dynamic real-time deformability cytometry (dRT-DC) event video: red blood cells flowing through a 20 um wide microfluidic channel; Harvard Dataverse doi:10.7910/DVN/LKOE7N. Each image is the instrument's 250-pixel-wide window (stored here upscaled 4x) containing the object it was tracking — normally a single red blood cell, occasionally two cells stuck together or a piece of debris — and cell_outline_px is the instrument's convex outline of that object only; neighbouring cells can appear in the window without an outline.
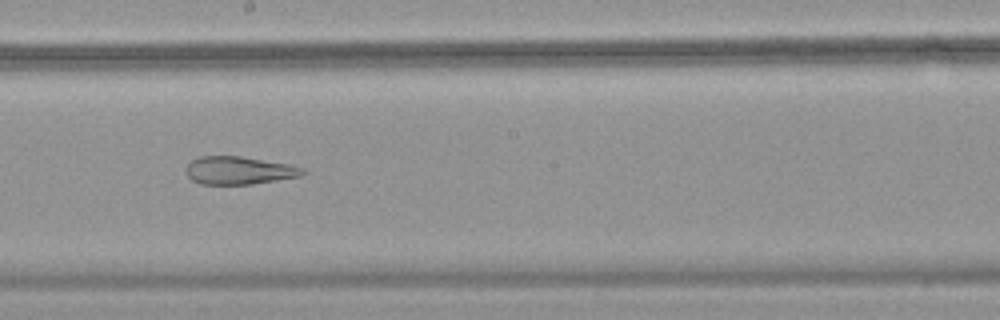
{"species": "common noctule bat (a hibernating species)", "species_latin": "Nyctalus noctula", "temperature_condition": "warm", "stored_images_in_passage": 40, "camera_frame_rate_fps": 3000, "um_per_image_px": 0.085, "animal": {"sex": "female", "body_mass_g": 18.4}, "frame": {"image": 1, "passage_image": 23, "time_ms": 7.333, "image_size_px": [1000, 320], "cell_outline_px": [[308, 172], [300, 176], [252, 184], [200, 184], [192, 180], [188, 176], [184, 168], [192, 160], [200, 156], [240, 156], [288, 164], [304, 168]], "centroid_in_image_um": [20.3, 14.49], "position_along_channel_um": 227.9, "area_um2": 18.96}}